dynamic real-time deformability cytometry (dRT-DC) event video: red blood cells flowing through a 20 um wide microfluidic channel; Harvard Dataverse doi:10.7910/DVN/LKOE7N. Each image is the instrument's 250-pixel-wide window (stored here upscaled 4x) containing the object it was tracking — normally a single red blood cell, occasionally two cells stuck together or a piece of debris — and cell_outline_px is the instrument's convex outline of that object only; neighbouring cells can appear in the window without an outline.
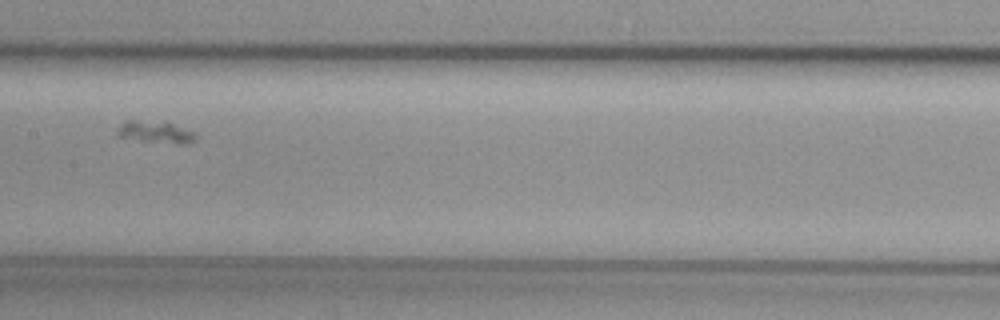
{"species": "common noctule bat (a hibernating species)", "species_latin": "Nyctalus noctula", "temperature_condition": "cold", "stored_images_in_passage": 10, "segment_of_instrument_passage": [2, 2], "camera_frame_rate_fps": 3000, "um_per_image_px": 0.085, "animal": {"sex": "female", "body_mass_g": 29.2, "forearm_length_mm": 56.3}, "frame": {"image": 1, "passage_image": 8, "time_ms": 9.333, "image_size_px": [1000, 320], "cell_outline_px": [[196, 140], [188, 144], [180, 144], [144, 140], [120, 136], [116, 132], [120, 124], [124, 120], [168, 120], [196, 132]], "centroid_in_image_um": [13.31, 11.17], "position_along_channel_um": 194.1, "area_um2": 10.4}}